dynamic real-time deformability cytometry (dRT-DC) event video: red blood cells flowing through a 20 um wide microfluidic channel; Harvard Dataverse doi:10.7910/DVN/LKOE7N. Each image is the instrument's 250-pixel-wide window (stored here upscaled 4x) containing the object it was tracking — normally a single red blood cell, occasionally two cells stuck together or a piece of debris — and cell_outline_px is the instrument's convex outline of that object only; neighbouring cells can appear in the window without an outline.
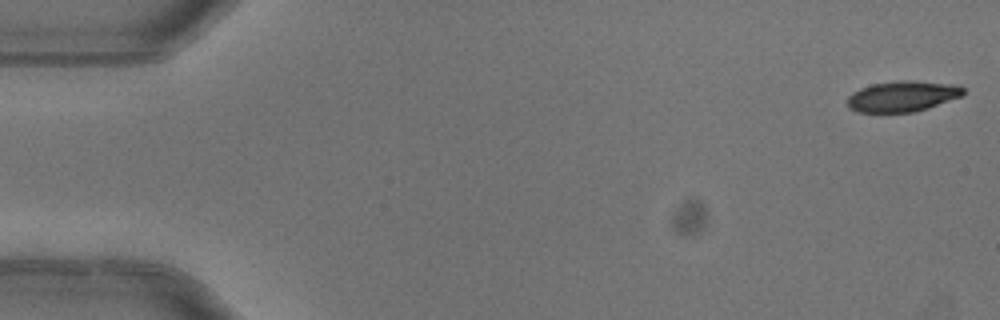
{"species": "common noctule bat (a hibernating species)", "species_latin": "Nyctalus noctula", "temperature_condition": "warm", "stored_images_in_passage": 4, "camera_frame_rate_fps": 3000, "um_per_image_px": 0.085, "animal": {"sex": "female"}, "frame": {"image": 1, "passage_image": 1, "time_ms": 0.0, "image_size_px": [1000, 320], "cell_outline_px": [[964, 92], [960, 96], [928, 108], [912, 112], [860, 112], [848, 108], [848, 96], [852, 92], [860, 88], [872, 84], [896, 80], [912, 80], [960, 84], [964, 88]], "centroid_in_image_um": [76.71, 8.16], "position_along_channel_um": 8.3, "area_um2": 20.87}}
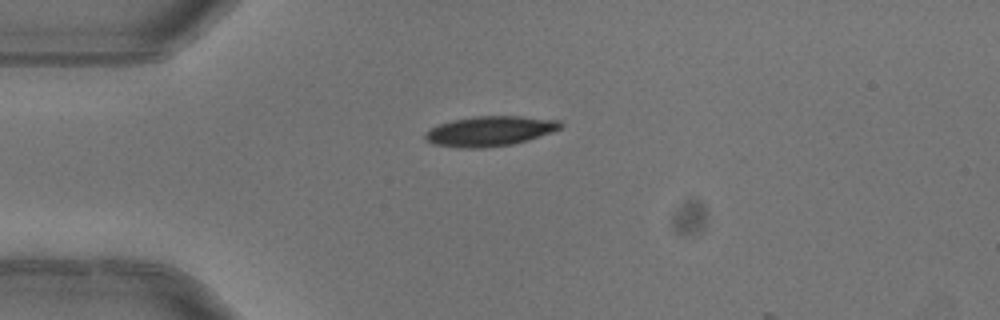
{"frame": {"image": 2, "passage_image": 4, "time_ms": 1.0, "image_size_px": [1000, 320], "cell_outline_px": [[564, 124], [560, 128], [528, 140], [512, 144], [480, 148], [460, 148], [432, 144], [424, 136], [424, 132], [440, 124], [452, 120], [476, 116], [520, 116], [560, 120]], "centroid_in_image_um": [41.63, 11.14], "position_along_channel_um": 43.4, "area_um2": 23.47}}